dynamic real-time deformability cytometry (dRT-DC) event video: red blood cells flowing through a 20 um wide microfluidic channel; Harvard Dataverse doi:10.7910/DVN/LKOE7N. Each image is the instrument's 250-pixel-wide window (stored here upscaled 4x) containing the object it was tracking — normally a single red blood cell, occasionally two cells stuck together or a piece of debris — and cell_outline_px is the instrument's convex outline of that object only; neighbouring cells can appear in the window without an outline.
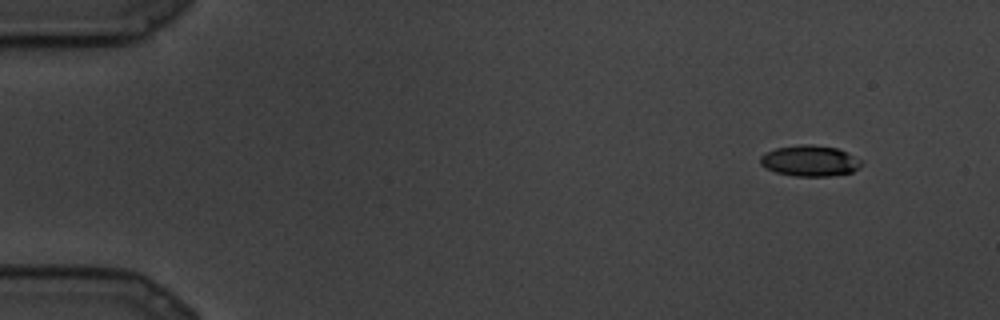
{"species": "common noctule bat (a hibernating species)", "species_latin": "Nyctalus noctula", "temperature_condition": "cold", "stored_images_in_passage": 9, "camera_frame_rate_fps": 3000, "um_per_image_px": 0.085, "animal": {"sex": "male", "body_mass_g": 19.5, "forearm_length_mm": 54.6}, "frame": {"image": 1, "passage_image": 2, "time_ms": 0.333, "image_size_px": [1000, 320], "cell_outline_px": [[864, 164], [860, 168], [852, 172], [828, 176], [796, 176], [776, 172], [764, 168], [760, 164], [760, 156], [764, 152], [776, 148], [800, 144], [812, 144], [836, 148], [864, 160]], "centroid_in_image_um": [68.85, 13.67], "position_along_channel_um": 16.2, "area_um2": 18.44}}
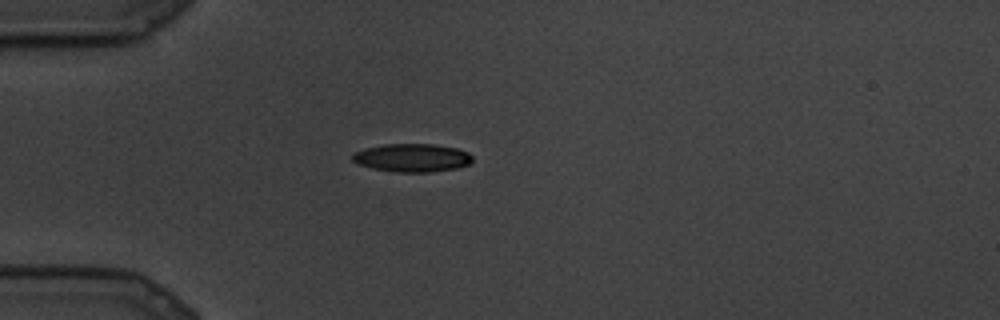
{"frame": {"image": 2, "passage_image": 7, "time_ms": 2.0, "image_size_px": [1000, 320], "cell_outline_px": [[472, 160], [468, 164], [456, 168], [428, 172], [396, 172], [372, 168], [356, 164], [352, 160], [352, 156], [356, 152], [364, 148], [384, 144], [432, 144], [456, 148], [468, 152], [472, 156]], "centroid_in_image_um": [35.0, 13.41], "position_along_channel_um": 50.0, "area_um2": 19.65}}